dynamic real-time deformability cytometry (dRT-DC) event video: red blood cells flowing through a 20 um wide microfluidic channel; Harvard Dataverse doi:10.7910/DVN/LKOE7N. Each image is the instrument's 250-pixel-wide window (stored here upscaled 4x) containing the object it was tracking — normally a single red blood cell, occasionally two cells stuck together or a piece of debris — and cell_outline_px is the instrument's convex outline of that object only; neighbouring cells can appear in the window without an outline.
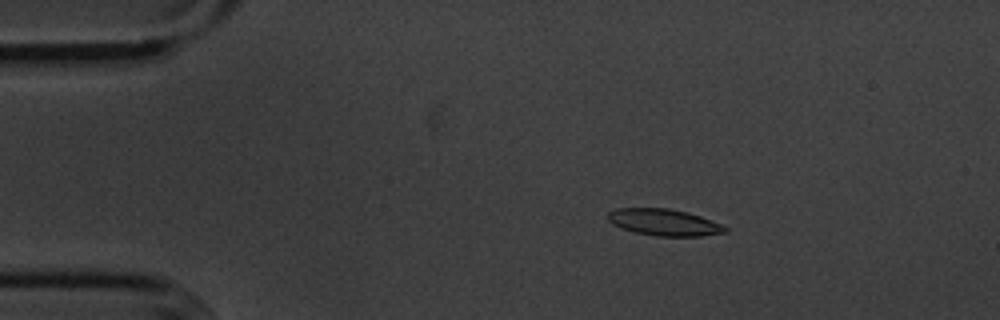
{"species": "common noctule bat (a hibernating species)", "species_latin": "Nyctalus noctula", "temperature_condition": "cold", "stored_images_in_passage": 56, "camera_frame_rate_fps": 3000, "um_per_image_px": 0.085, "animal": {"sex": "male", "body_mass_g": 20.1, "forearm_length_mm": 53.5}, "frame": {"image": 1, "passage_image": 10, "time_ms": 3.0, "image_size_px": [1000, 320], "cell_outline_px": [[728, 232], [700, 236], [656, 236], [636, 232], [612, 224], [604, 216], [608, 212], [616, 208], [668, 208], [688, 212], [700, 216], [720, 224], [728, 228]], "centroid_in_image_um": [56.42, 18.89], "position_along_channel_um": 28.6, "area_um2": 18.21}}
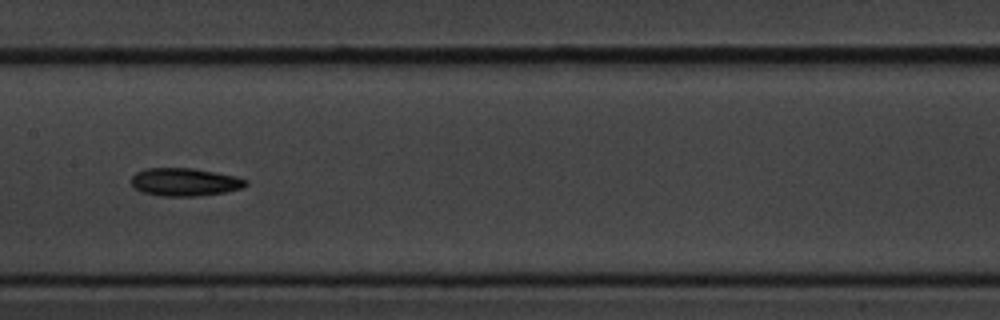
{"frame": {"image": 2, "passage_image": 28, "time_ms": 9.0, "image_size_px": [1000, 320], "cell_outline_px": [[248, 184], [240, 188], [224, 192], [200, 196], [160, 196], [144, 192], [136, 188], [132, 184], [132, 176], [136, 172], [144, 168], [192, 168], [216, 172], [236, 176], [248, 180]], "centroid_in_image_um": [15.72, 15.46], "position_along_channel_um": 191.7, "area_um2": 18.61}}
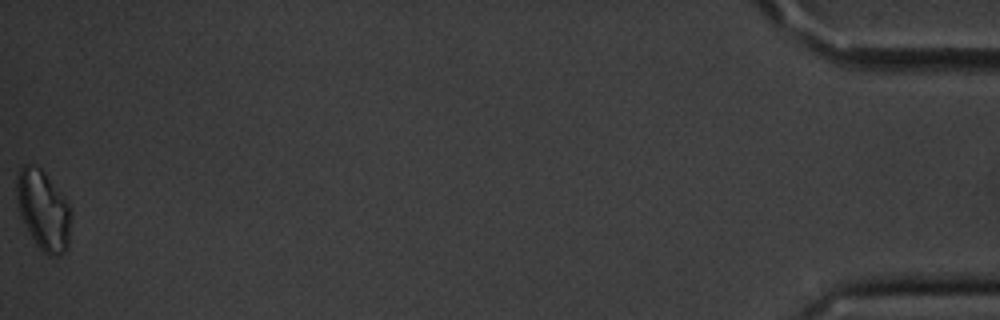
{"frame": {"image": 3, "passage_image": 56, "time_ms": 18.333, "image_size_px": [1000, 320], "cell_outline_px": [[68, 248], [60, 256], [48, 256], [36, 244], [20, 216], [16, 196], [16, 176], [20, 168], [24, 164], [28, 164], [40, 168], [44, 172], [68, 204]], "centroid_in_image_um": [3.62, 17.87], "position_along_channel_um": 431.6, "area_um2": 24.57}, "authors_computed_cell_mechanics": {"area_um2": 18.4382, "velocity_mm_per_s": 3.6009, "shape_relaxation_time_tau1_ms": 4.0949, "shape_relaxation_time_tau2_ms": null, "deformation_change_tau1": 0.1096, "deformation_change_tau2": null}}